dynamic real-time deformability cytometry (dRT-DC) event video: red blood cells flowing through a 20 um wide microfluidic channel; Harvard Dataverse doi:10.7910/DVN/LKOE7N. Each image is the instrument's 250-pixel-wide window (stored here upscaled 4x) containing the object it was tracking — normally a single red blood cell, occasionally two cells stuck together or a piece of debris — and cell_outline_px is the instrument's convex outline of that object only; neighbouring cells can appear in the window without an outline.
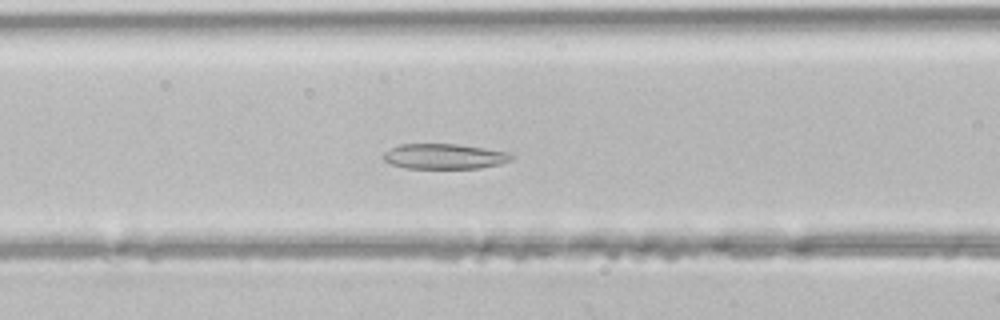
{"species": "common noctule bat (a hibernating species)", "species_latin": "Nyctalus noctula", "temperature_condition": "room temperature", "stored_images_in_passage": 46, "camera_frame_rate_fps": 3000, "um_per_image_px": 0.085, "animal": {"sex": "male", "body_mass_g": 21.5, "forearm_length_mm": 52.0}, "frame": {"image": 1, "passage_image": 18, "time_ms": 5.667, "image_size_px": [1000, 320], "cell_outline_px": [[516, 156], [512, 160], [500, 164], [480, 168], [404, 168], [392, 164], [384, 160], [384, 152], [388, 148], [400, 144], [456, 144], [512, 152]], "centroid_in_image_um": [37.82, 13.29], "position_along_channel_um": 128.8, "area_um2": 19.02}}
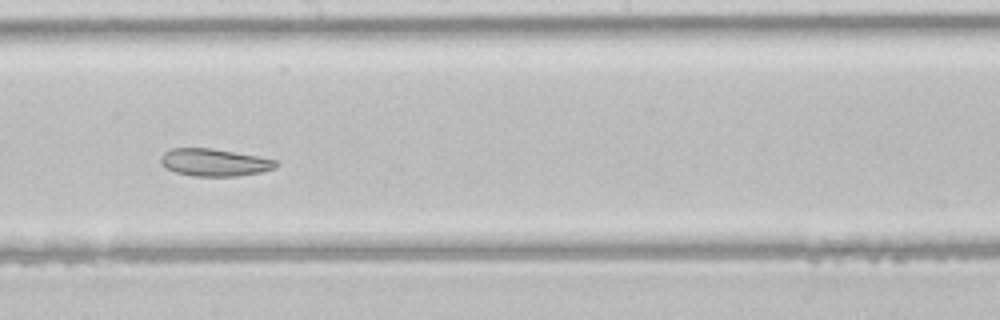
{"frame": {"image": 2, "passage_image": 25, "time_ms": 8.0, "image_size_px": [1000, 320], "cell_outline_px": [[280, 164], [276, 168], [260, 172], [236, 176], [192, 176], [176, 172], [164, 168], [160, 164], [160, 156], [164, 152], [172, 148], [212, 148], [256, 156], [276, 160]], "centroid_in_image_um": [18.19, 13.81], "position_along_channel_um": 230.0, "area_um2": 18.5}}
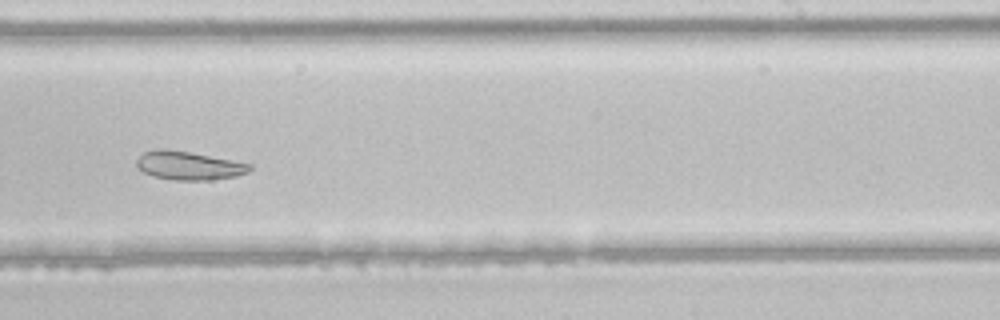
{"frame": {"image": 3, "passage_image": 28, "time_ms": 9.0, "image_size_px": [1000, 320], "cell_outline_px": [[252, 168], [248, 172], [236, 176], [212, 180], [176, 180], [152, 176], [144, 172], [136, 164], [136, 160], [144, 152], [156, 148], [168, 148], [232, 160], [252, 164]], "centroid_in_image_um": [16.04, 14.07], "position_along_channel_um": 273.0, "area_um2": 18.84}}